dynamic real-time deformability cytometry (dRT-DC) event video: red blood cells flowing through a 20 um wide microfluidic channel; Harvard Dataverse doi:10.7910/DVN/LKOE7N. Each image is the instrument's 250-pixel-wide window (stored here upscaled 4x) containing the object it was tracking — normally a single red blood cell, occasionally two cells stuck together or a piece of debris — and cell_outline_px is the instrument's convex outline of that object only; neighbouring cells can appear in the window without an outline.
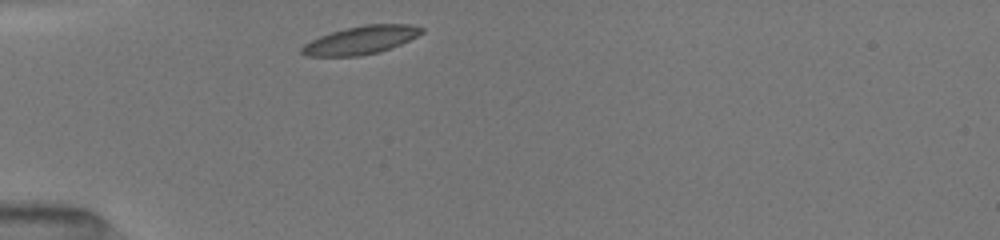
{"species": "common noctule bat (a hibernating species)", "species_latin": "Nyctalus noctula", "temperature_condition": "room temperature", "stored_images_in_passage": 32, "camera_frame_rate_fps": 3000, "um_per_image_px": 0.085, "animal": {"sex": "female", "body_mass_g": 19.5, "forearm_length_mm": 54.1}, "frame": {"image": 1, "passage_image": 1, "time_ms": 0.0, "image_size_px": [1000, 240], "cell_outline_px": [[424, 32], [400, 44], [380, 52], [360, 56], [308, 56], [300, 52], [300, 48], [304, 44], [320, 36], [344, 28], [364, 24], [408, 24], [424, 28]], "centroid_in_image_um": [30.66, 3.41], "position_along_channel_um": 54.3, "area_um2": 19.59}}
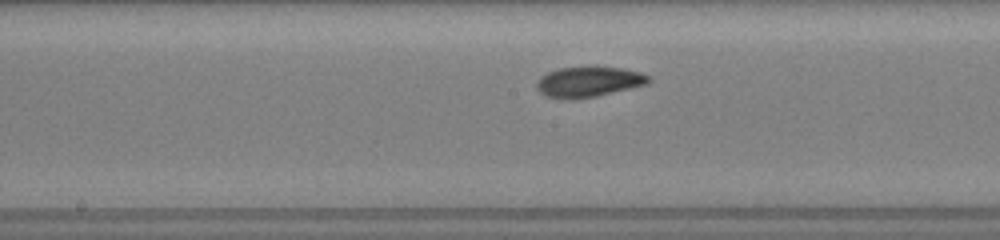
{"frame": {"image": 2, "passage_image": 13, "time_ms": 4.0, "image_size_px": [1000, 240], "cell_outline_px": [[652, 80], [648, 84], [596, 96], [544, 96], [536, 88], [536, 80], [540, 76], [548, 72], [560, 68], [596, 64], [624, 68], [640, 72], [652, 76]], "centroid_in_image_um": [50.11, 6.86], "position_along_channel_um": 198.1, "area_um2": 19.94}}
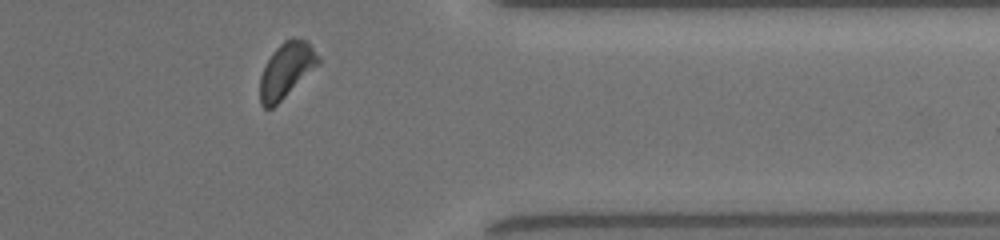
{"frame": {"image": 3, "passage_image": 28, "time_ms": 9.0, "image_size_px": [1000, 240], "cell_outline_px": [[320, 64], [272, 108], [264, 108], [260, 104], [260, 76], [272, 52], [284, 40], [292, 36], [308, 40], [320, 56]], "centroid_in_image_um": [24.37, 5.92], "position_along_channel_um": 387.0, "area_um2": 18.84}, "authors_computed_cell_mechanics": {"area_um2": 19.4786, "velocity_mm_per_s": 3.9667, "shape_relaxation_time_tau1_ms": 2.5289, "shape_relaxation_time_tau2_ms": 2.4409, "deformation_change_tau1": 0.0854, "deformation_change_tau2": 0.0769}}